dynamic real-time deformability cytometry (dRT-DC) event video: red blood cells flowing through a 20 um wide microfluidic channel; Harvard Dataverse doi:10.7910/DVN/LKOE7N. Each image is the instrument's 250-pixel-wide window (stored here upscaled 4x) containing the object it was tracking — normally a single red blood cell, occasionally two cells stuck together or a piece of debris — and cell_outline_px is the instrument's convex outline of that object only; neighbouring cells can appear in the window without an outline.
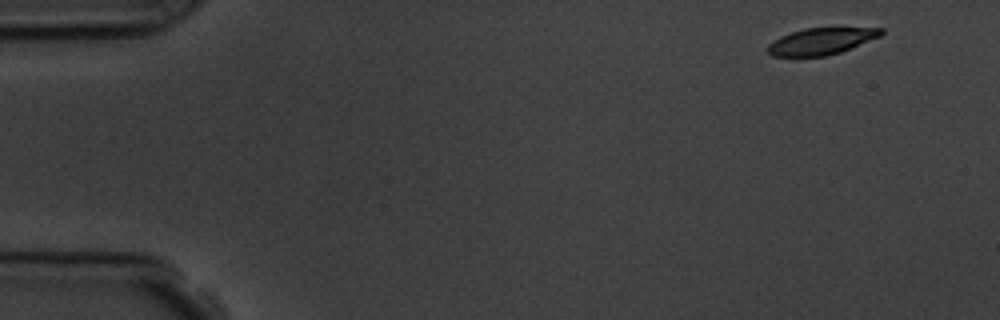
{"species": "common noctule bat (a hibernating species)", "species_latin": "Nyctalus noctula", "temperature_condition": "room temperature", "stored_images_in_passage": 4, "camera_frame_rate_fps": 3000, "um_per_image_px": 0.085, "animal": {"sex": "male", "body_mass_g": 19.5, "forearm_length_mm": 54.6}, "frame": {"image": 1, "passage_image": 1, "time_ms": 0.0, "image_size_px": [1000, 320], "cell_outline_px": [[884, 32], [880, 36], [840, 52], [824, 56], [772, 56], [768, 52], [768, 44], [780, 36], [804, 28], [884, 28]], "centroid_in_image_um": [69.79, 3.5], "position_along_channel_um": 15.2, "area_um2": 17.34}}
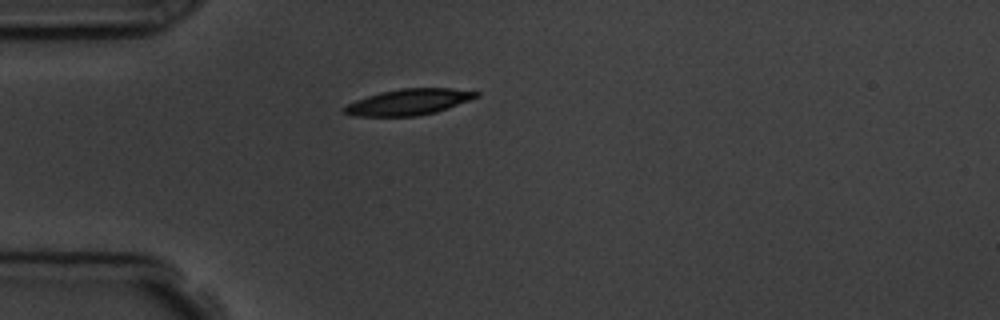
{"frame": {"image": 2, "passage_image": 4, "time_ms": 3.667, "image_size_px": [1000, 320], "cell_outline_px": [[480, 96], [436, 112], [416, 116], [352, 116], [340, 112], [340, 108], [356, 100], [380, 92], [400, 88], [452, 88], [480, 92]], "centroid_in_image_um": [34.69, 8.67], "position_along_channel_um": 50.3, "area_um2": 20.11}}